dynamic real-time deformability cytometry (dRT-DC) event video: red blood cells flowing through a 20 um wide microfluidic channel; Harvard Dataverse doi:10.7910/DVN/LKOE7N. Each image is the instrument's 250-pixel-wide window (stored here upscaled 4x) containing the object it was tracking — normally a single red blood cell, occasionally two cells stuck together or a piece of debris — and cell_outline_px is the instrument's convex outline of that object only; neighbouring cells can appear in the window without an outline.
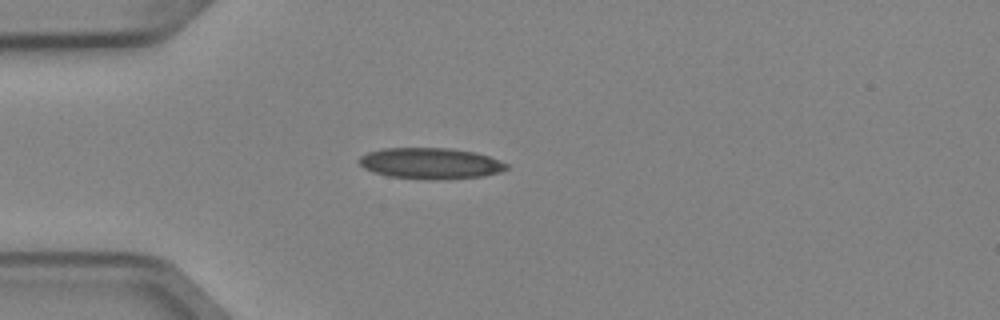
{"species": "Egyptian fruit bat (a non-hibernating species)", "species_latin": "Rousettus aegyptiacus", "temperature_condition": "cold", "stored_images_in_passage": 2, "camera_frame_rate_fps": 3000, "um_per_image_px": 0.085, "animal": {"sex": "female"}, "frame": {"image": 1, "passage_image": 2, "time_ms": 0.333, "image_size_px": [1000, 320], "cell_outline_px": [[508, 168], [500, 172], [484, 176], [436, 180], [428, 180], [388, 176], [372, 172], [364, 168], [356, 160], [360, 156], [368, 152], [384, 148], [448, 148], [476, 152], [488, 156], [508, 164]], "centroid_in_image_um": [36.57, 13.89], "position_along_channel_um": 48.4, "area_um2": 26.88}}